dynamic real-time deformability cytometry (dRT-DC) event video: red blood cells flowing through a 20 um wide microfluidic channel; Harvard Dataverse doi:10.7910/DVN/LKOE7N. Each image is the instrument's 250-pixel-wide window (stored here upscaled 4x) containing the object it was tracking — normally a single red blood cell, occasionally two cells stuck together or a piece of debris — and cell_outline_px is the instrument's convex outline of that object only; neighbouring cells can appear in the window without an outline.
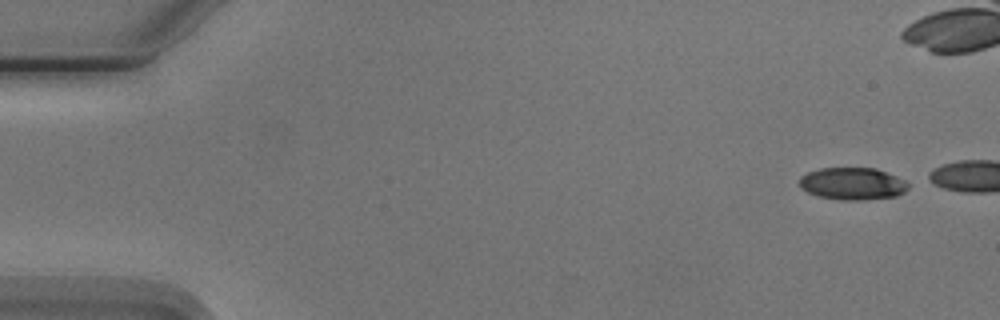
{"species": "Egyptian fruit bat (a non-hibernating species)", "species_latin": "Rousettus aegyptiacus", "temperature_condition": "cold", "stored_images_in_passage": 3, "camera_frame_rate_fps": 3000, "um_per_image_px": 0.085, "animal": {"sex": "male"}, "frame": {"image": 1, "passage_image": 1, "time_ms": 0.0, "image_size_px": [1000, 320], "cell_outline_px": [[908, 188], [904, 192], [896, 196], [864, 200], [840, 200], [816, 196], [800, 188], [800, 176], [808, 172], [820, 168], [876, 168], [896, 176], [904, 180], [908, 184]], "centroid_in_image_um": [72.45, 15.62], "position_along_channel_um": 12.6, "area_um2": 20.52}}